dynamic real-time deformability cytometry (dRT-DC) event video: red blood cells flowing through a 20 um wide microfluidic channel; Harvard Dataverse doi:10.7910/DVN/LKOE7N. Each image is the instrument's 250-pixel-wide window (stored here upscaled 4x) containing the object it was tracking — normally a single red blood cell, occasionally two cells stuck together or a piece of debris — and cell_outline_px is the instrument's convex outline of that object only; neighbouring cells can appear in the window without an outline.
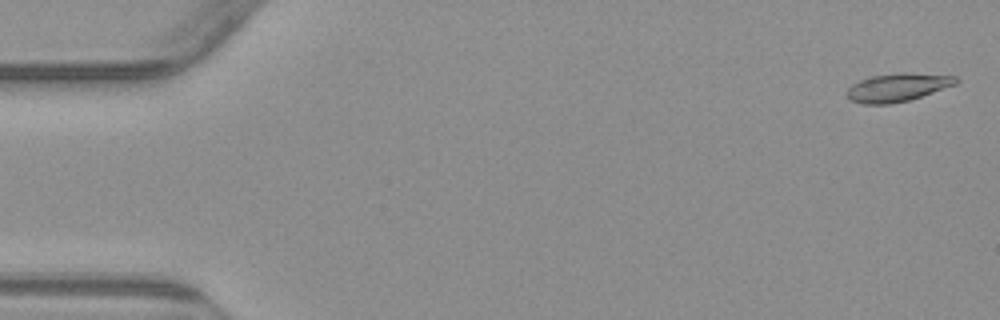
{"species": "common noctule bat (a hibernating species)", "species_latin": "Nyctalus noctula", "temperature_condition": "warm", "stored_images_in_passage": 55, "camera_frame_rate_fps": 3000, "um_per_image_px": 0.085, "animal": {"sex": "male", "body_mass_g": 23.1, "forearm_length_mm": 52.7}, "frame": {"image": 1, "passage_image": 2, "time_ms": 0.333, "image_size_px": [1000, 320], "cell_outline_px": [[960, 80], [956, 84], [908, 100], [888, 104], [864, 104], [848, 100], [848, 88], [852, 84], [868, 76], [900, 72], [904, 72], [956, 76]], "centroid_in_image_um": [76.27, 7.41], "position_along_channel_um": 8.7, "area_um2": 17.86}}
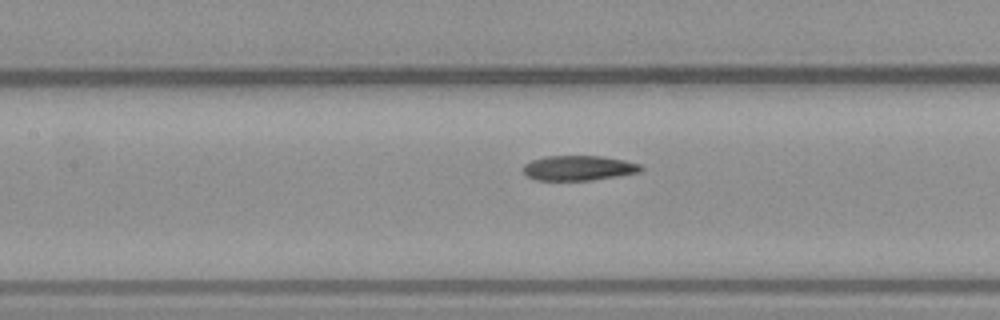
{"frame": {"image": 2, "passage_image": 25, "time_ms": 8.0, "image_size_px": [1000, 320], "cell_outline_px": [[644, 168], [640, 172], [620, 176], [592, 180], [536, 180], [528, 176], [524, 172], [524, 164], [532, 160], [544, 156], [600, 156], [624, 160], [640, 164]], "centroid_in_image_um": [49.21, 14.28], "position_along_channel_um": 158.2, "area_um2": 17.11}}
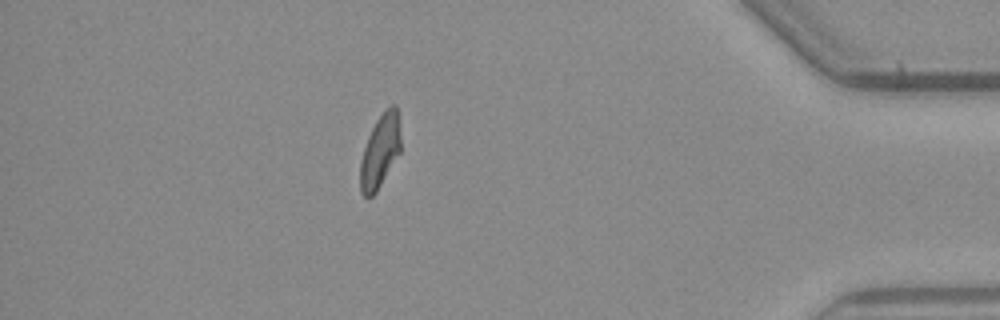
{"frame": {"image": 3, "passage_image": 48, "time_ms": 15.667, "image_size_px": [1000, 320], "cell_outline_px": [[400, 152], [376, 192], [368, 200], [360, 192], [360, 160], [368, 136], [376, 120], [392, 104], [396, 104], [400, 136]], "centroid_in_image_um": [32.28, 12.9], "position_along_channel_um": 402.9, "area_um2": 17.11}, "authors_computed_cell_mechanics": {"area_um2": 17.8024, "velocity_mm_per_s": 3.8271, "shape_relaxation_time_tau1_ms": 10.4929, "shape_relaxation_time_tau2_ms": 4.327, "deformation_change_tau1": 0.2632, "deformation_change_tau2": 0.0928}}